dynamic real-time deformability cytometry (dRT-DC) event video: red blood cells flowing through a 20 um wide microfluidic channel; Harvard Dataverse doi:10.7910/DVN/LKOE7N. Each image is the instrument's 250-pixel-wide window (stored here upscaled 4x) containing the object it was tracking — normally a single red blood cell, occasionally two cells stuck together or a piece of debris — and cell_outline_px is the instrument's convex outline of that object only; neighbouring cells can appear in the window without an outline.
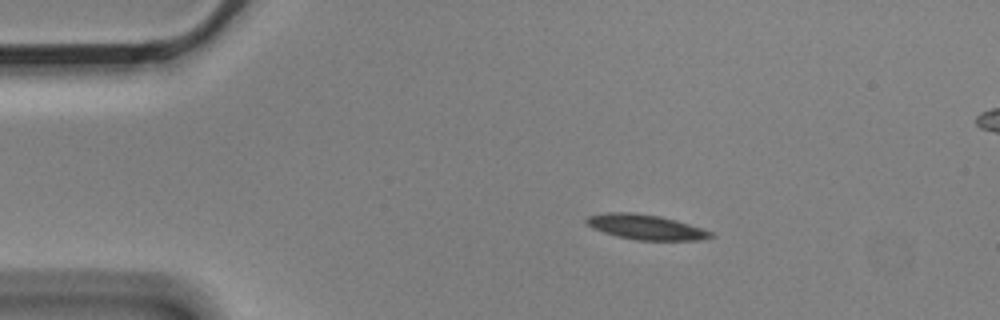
{"species": "Egyptian fruit bat (a non-hibernating species)", "species_latin": "Rousettus aegyptiacus", "temperature_condition": "cold", "stored_images_in_passage": 4, "segment_of_instrument_passage": [1, 2], "camera_frame_rate_fps": 3000, "um_per_image_px": 0.085, "animal": {"sex": "male"}, "frame": {"image": 1, "passage_image": 2, "time_ms": 0.333, "image_size_px": [1000, 320], "cell_outline_px": [[716, 236], [700, 240], [636, 240], [616, 236], [592, 228], [584, 224], [584, 220], [588, 216], [608, 212], [632, 212], [660, 216], [676, 220], [712, 232]], "centroid_in_image_um": [54.85, 19.3], "position_along_channel_um": 30.2, "area_um2": 18.15}}